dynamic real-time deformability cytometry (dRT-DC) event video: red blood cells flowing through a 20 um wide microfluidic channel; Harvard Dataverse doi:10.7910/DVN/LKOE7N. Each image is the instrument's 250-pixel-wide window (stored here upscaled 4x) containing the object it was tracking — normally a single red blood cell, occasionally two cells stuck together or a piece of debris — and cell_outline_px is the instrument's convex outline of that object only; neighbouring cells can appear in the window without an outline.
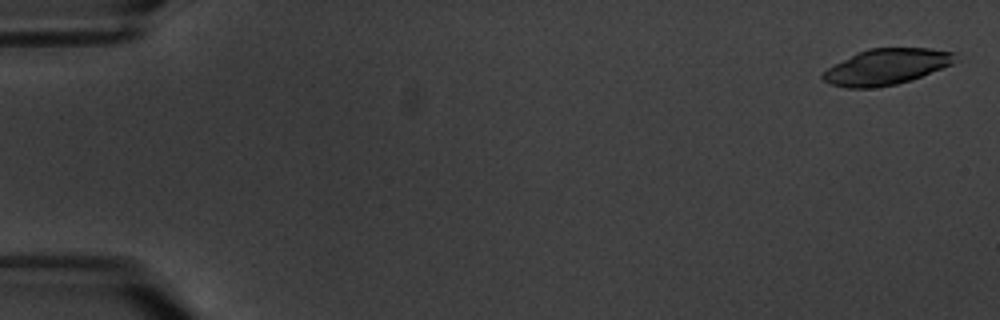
{"species": "common noctule bat (a hibernating species)", "species_latin": "Nyctalus noctula", "temperature_condition": "warm", "stored_images_in_passage": 9, "camera_frame_rate_fps": 3000, "um_per_image_px": 0.085, "animal": {"sex": "male", "body_mass_g": 20.1, "forearm_length_mm": 53.5}, "frame": {"image": 1, "passage_image": 1, "time_ms": 0.0, "image_size_px": [1000, 320], "cell_outline_px": [[956, 52], [952, 64], [920, 76], [896, 84], [872, 88], [848, 88], [832, 84], [824, 80], [820, 76], [828, 68], [856, 52], [868, 48], [928, 48]], "centroid_in_image_um": [75.31, 5.66], "position_along_channel_um": 9.7, "area_um2": 27.28}}